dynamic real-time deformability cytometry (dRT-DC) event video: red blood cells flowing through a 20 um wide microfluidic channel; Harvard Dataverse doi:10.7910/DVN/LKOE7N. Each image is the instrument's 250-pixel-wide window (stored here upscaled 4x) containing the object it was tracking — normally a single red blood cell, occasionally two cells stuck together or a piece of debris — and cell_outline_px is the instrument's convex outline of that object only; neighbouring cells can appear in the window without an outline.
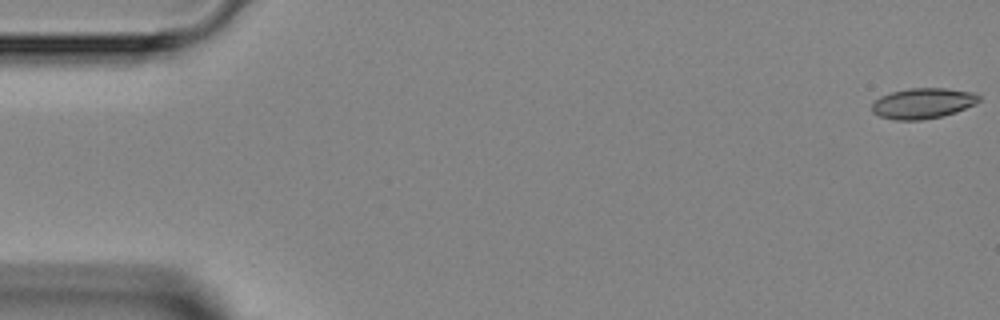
{"species": "Egyptian fruit bat (a non-hibernating species)", "species_latin": "Rousettus aegyptiacus", "temperature_condition": "room temperature", "stored_images_in_passage": 4, "camera_frame_rate_fps": 3000, "um_per_image_px": 0.085, "animal": {"sex": "female"}, "frame": {"image": 1, "passage_image": 1, "time_ms": 0.0, "image_size_px": [1000, 320], "cell_outline_px": [[980, 100], [976, 104], [956, 112], [940, 116], [920, 120], [896, 120], [880, 116], [872, 112], [872, 104], [880, 96], [892, 92], [908, 88], [944, 88], [972, 92], [980, 96]], "centroid_in_image_um": [78.45, 8.78], "position_along_channel_um": 6.6, "area_um2": 18.96}}
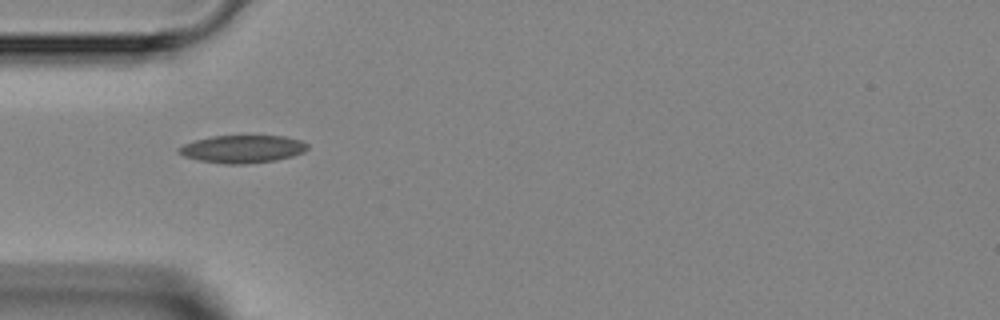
{"frame": {"image": 2, "passage_image": 4, "time_ms": 4.667, "image_size_px": [1000, 320], "cell_outline_px": [[308, 148], [304, 152], [292, 156], [276, 160], [244, 164], [224, 164], [200, 160], [184, 156], [176, 152], [176, 148], [184, 144], [196, 140], [212, 136], [244, 132], [284, 136], [300, 140], [308, 144]], "centroid_in_image_um": [20.61, 12.61], "position_along_channel_um": 64.4, "area_um2": 21.79}}